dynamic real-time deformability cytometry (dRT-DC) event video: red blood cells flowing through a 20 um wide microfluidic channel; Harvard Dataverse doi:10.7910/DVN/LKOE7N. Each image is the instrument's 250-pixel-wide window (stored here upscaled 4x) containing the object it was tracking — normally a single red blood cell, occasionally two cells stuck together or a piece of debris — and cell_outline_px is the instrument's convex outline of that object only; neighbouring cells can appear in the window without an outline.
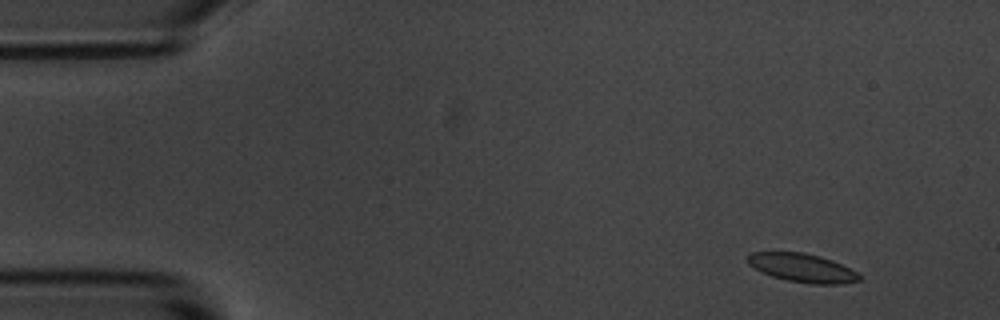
{"species": "common noctule bat (a hibernating species)", "species_latin": "Nyctalus noctula", "temperature_condition": "room temperature", "stored_images_in_passage": 5, "camera_frame_rate_fps": 3000, "um_per_image_px": 0.085, "animal": {"sex": "male", "body_mass_g": 20.1, "forearm_length_mm": 53.5}, "frame": {"image": 1, "passage_image": 1, "time_ms": 0.0, "image_size_px": [1000, 320], "cell_outline_px": [[860, 280], [840, 284], [812, 284], [788, 280], [772, 276], [760, 272], [748, 264], [748, 256], [752, 252], [804, 252], [820, 256], [832, 260], [856, 272], [860, 276]], "centroid_in_image_um": [68.17, 22.76], "position_along_channel_um": 16.8, "area_um2": 18.44}}
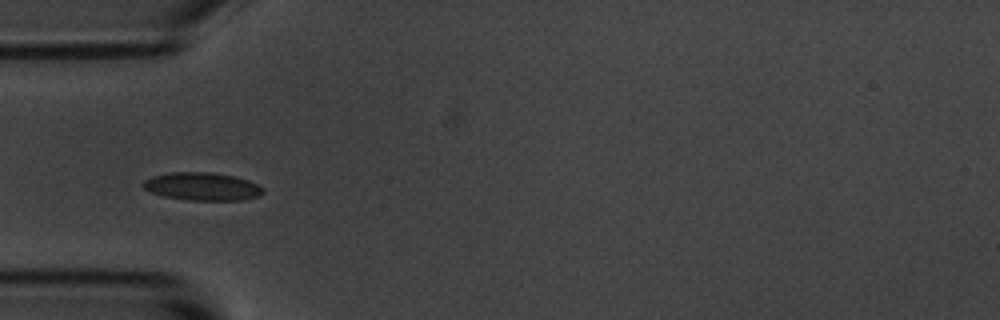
{"frame": {"image": 2, "passage_image": 4, "time_ms": 4.0, "image_size_px": [1000, 320], "cell_outline_px": [[264, 192], [260, 196], [244, 200], [188, 200], [164, 196], [152, 192], [144, 188], [144, 180], [152, 176], [172, 172], [208, 172], [232, 176], [248, 180], [264, 188]], "centroid_in_image_um": [17.22, 15.85], "position_along_channel_um": 67.8, "area_um2": 19.36}}
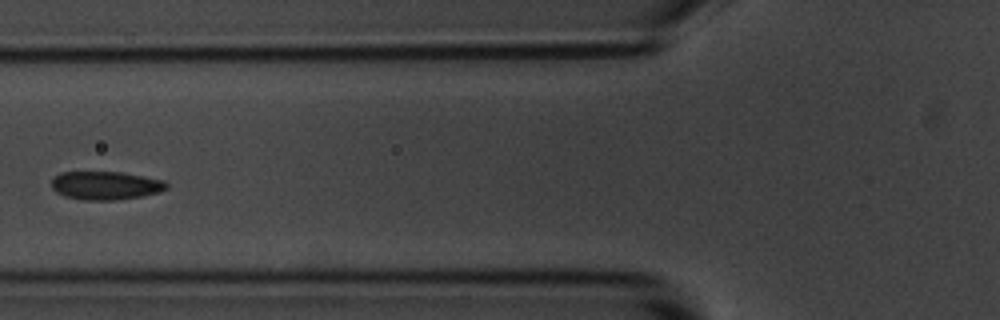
{"frame": {"image": 3, "passage_image": 5, "time_ms": 5.333, "image_size_px": [1000, 320], "cell_outline_px": [[168, 188], [160, 192], [140, 196], [116, 200], [80, 200], [64, 196], [56, 192], [52, 188], [52, 180], [60, 172], [120, 172], [164, 180], [168, 184]], "centroid_in_image_um": [8.97, 15.77], "position_along_channel_um": 116.8, "area_um2": 19.02}}